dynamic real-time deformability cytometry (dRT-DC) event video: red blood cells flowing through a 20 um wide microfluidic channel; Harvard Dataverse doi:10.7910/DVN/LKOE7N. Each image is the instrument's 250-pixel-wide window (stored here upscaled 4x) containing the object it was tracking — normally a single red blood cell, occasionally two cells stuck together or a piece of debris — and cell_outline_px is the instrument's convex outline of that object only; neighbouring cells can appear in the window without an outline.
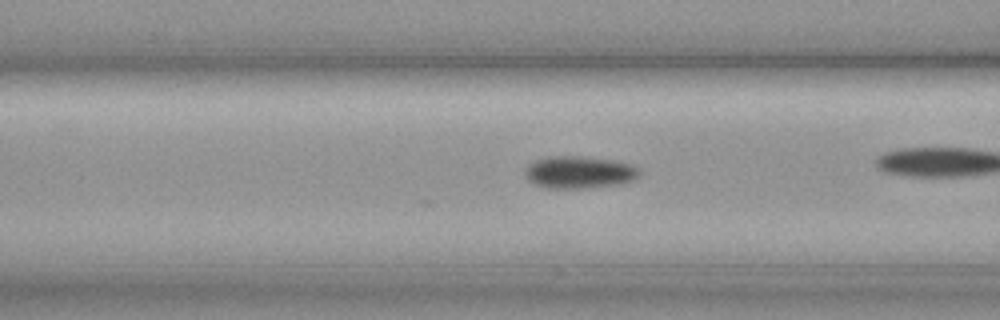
{"species": "common noctule bat (a hibernating species)", "species_latin": "Nyctalus noctula", "temperature_condition": "cold", "stored_images_in_passage": 32, "camera_frame_rate_fps": 3000, "um_per_image_px": 0.085, "animal": {"sex": "female", "body_mass_g": 19.3, "forearm_length_mm": 54.1}, "frame": {"image": 1, "passage_image": 10, "time_ms": 3.0, "image_size_px": [1000, 320], "cell_outline_px": [[640, 176], [632, 180], [620, 184], [588, 188], [544, 188], [532, 184], [528, 180], [524, 172], [536, 160], [556, 156], [572, 156], [612, 160], [632, 164], [640, 168]], "centroid_in_image_um": [49.27, 14.66], "position_along_channel_um": 117.3, "area_um2": 21.39}}
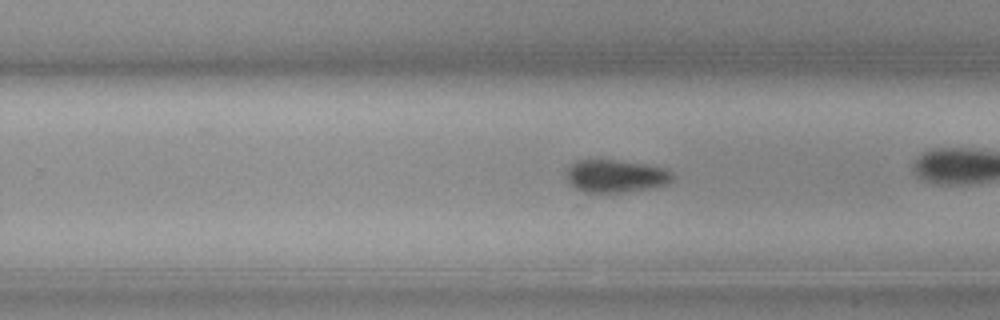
{"frame": {"image": 2, "passage_image": 23, "time_ms": 7.333, "image_size_px": [1000, 320], "cell_outline_px": [[676, 176], [668, 184], [648, 188], [624, 192], [584, 192], [576, 188], [568, 180], [568, 168], [576, 160], [616, 160], [644, 164], [664, 168], [672, 172]], "centroid_in_image_um": [52.38, 14.96], "position_along_channel_um": 277.4, "area_um2": 20.0}}